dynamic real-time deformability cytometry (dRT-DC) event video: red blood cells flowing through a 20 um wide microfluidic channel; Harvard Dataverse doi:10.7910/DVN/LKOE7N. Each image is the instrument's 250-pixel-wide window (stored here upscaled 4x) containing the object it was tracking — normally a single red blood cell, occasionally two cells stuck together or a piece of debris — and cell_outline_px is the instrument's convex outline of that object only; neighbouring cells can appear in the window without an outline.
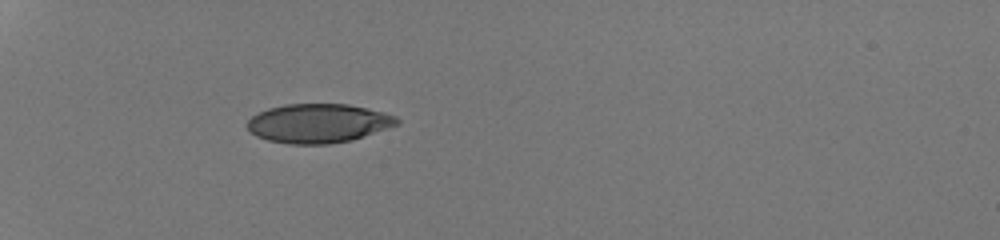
{"species": "human", "species_latin": "Homo sapiens", "temperature_condition": "room temperature", "stored_images_in_passage": 33, "camera_frame_rate_fps": 3000, "um_per_image_px": 0.085, "donor": {"sex": "male"}, "frame": {"image": 1, "passage_image": 1, "time_ms": 0.0, "image_size_px": [1000, 240], "cell_outline_px": [[400, 124], [352, 140], [328, 144], [288, 144], [268, 140], [256, 136], [248, 128], [248, 120], [252, 116], [268, 108], [284, 104], [348, 104], [384, 112], [396, 116], [400, 120]], "centroid_in_image_um": [27.08, 10.48], "position_along_channel_um": 57.9, "area_um2": 34.04}}
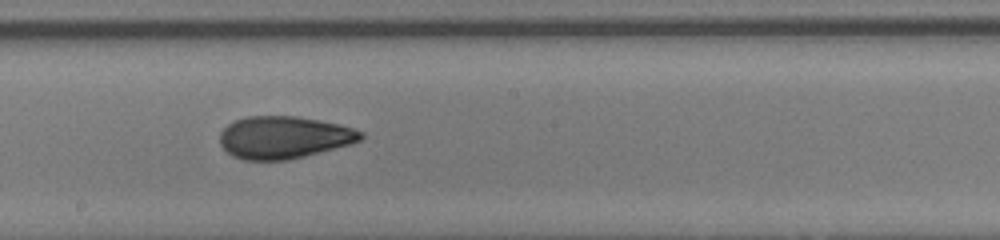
{"frame": {"image": 2, "passage_image": 15, "time_ms": 4.667, "image_size_px": [1000, 240], "cell_outline_px": [[364, 136], [360, 140], [352, 144], [288, 160], [244, 160], [232, 156], [220, 144], [220, 132], [228, 124], [236, 120], [248, 116], [296, 116], [340, 124], [364, 132]], "centroid_in_image_um": [24.14, 11.68], "position_along_channel_um": 224.1, "area_um2": 34.8}}
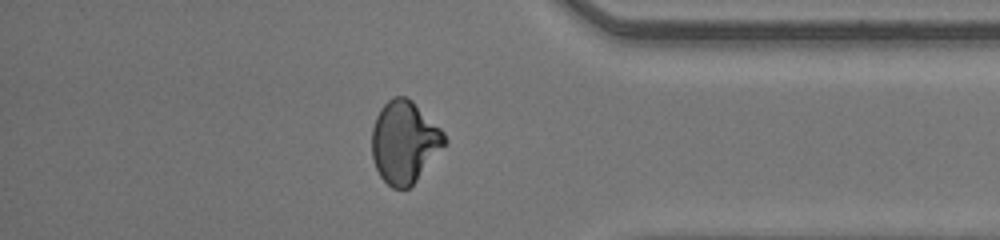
{"frame": {"image": 3, "passage_image": 28, "time_ms": 9.0, "image_size_px": [1000, 240], "cell_outline_px": [[448, 144], [416, 180], [408, 188], [392, 188], [380, 176], [372, 160], [372, 128], [376, 116], [380, 108], [392, 96], [404, 96], [412, 100], [444, 132], [448, 140]], "centroid_in_image_um": [34.39, 12.06], "position_along_channel_um": 400.8, "area_um2": 34.97}, "authors_computed_cell_mechanics": {"area_um2": 34.6222, "velocity_mm_per_s": 4.285, "shape_relaxation_time_tau1_ms": 9.1508, "shape_relaxation_time_tau2_ms": 1.2128, "deformation_change_tau1": 0.2605, "deformation_change_tau2": 0.0716}}